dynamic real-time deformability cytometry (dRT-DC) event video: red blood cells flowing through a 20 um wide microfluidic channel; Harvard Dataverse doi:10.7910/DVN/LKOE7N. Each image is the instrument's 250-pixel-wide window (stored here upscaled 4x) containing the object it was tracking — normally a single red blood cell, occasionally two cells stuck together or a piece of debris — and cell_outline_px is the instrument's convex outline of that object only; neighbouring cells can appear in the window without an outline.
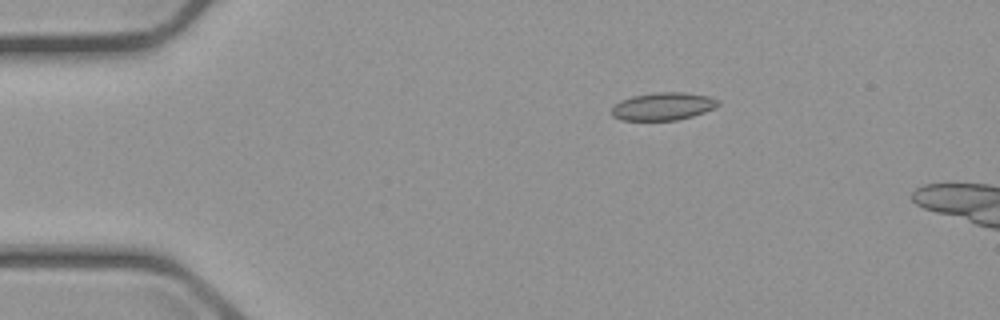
{"species": "common noctule bat (a hibernating species)", "species_latin": "Nyctalus noctula", "temperature_condition": "cold", "stored_images_in_passage": 5, "camera_frame_rate_fps": 3000, "um_per_image_px": 0.085, "animal": {"sex": "male", "body_mass_g": 23.1, "forearm_length_mm": 52.7}, "frame": {"image": 1, "passage_image": 1, "time_ms": 0.0, "image_size_px": [1000, 320], "cell_outline_px": [[720, 104], [704, 112], [692, 116], [676, 120], [620, 120], [612, 116], [612, 108], [620, 100], [632, 96], [656, 92], [684, 92], [708, 96], [720, 100]], "centroid_in_image_um": [56.35, 9.03], "position_along_channel_um": 28.7, "area_um2": 17.17}}
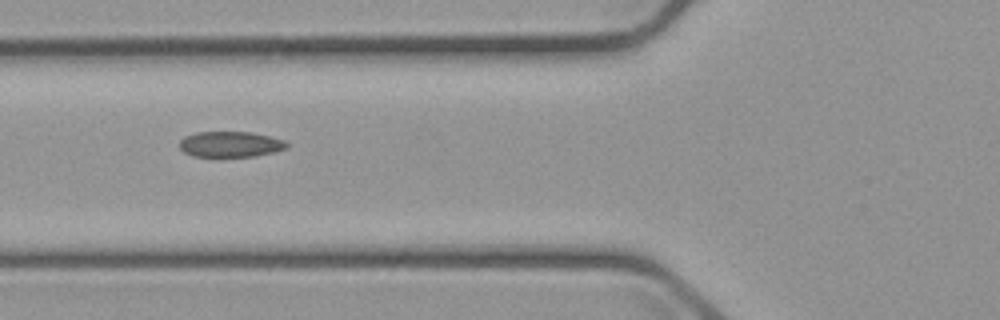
{"frame": {"image": 2, "passage_image": 4, "time_ms": 3.667, "image_size_px": [1000, 320], "cell_outline_px": [[288, 148], [276, 152], [256, 156], [192, 156], [184, 152], [180, 148], [180, 140], [184, 136], [196, 132], [252, 132], [284, 140], [288, 144]], "centroid_in_image_um": [19.6, 12.26], "position_along_channel_um": 106.2, "area_um2": 16.07}}
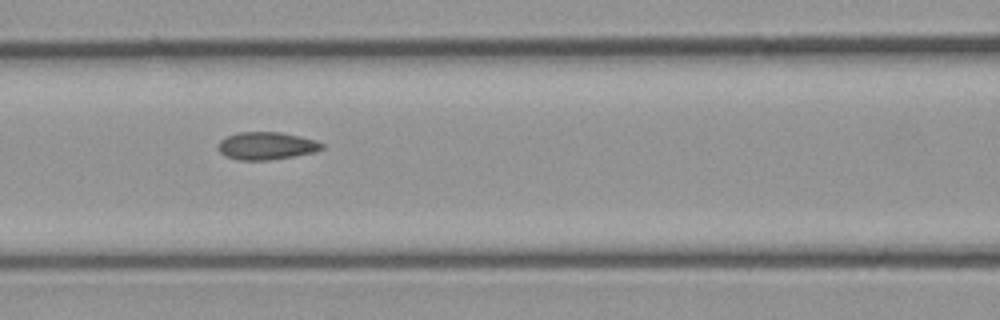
{"frame": {"image": 3, "passage_image": 5, "time_ms": 4.667, "image_size_px": [1000, 320], "cell_outline_px": [[324, 148], [316, 152], [268, 160], [240, 160], [224, 156], [220, 152], [220, 140], [224, 136], [240, 132], [280, 132], [300, 136], [316, 140], [324, 144]], "centroid_in_image_um": [22.67, 12.39], "position_along_channel_um": 143.9, "area_um2": 16.7}}